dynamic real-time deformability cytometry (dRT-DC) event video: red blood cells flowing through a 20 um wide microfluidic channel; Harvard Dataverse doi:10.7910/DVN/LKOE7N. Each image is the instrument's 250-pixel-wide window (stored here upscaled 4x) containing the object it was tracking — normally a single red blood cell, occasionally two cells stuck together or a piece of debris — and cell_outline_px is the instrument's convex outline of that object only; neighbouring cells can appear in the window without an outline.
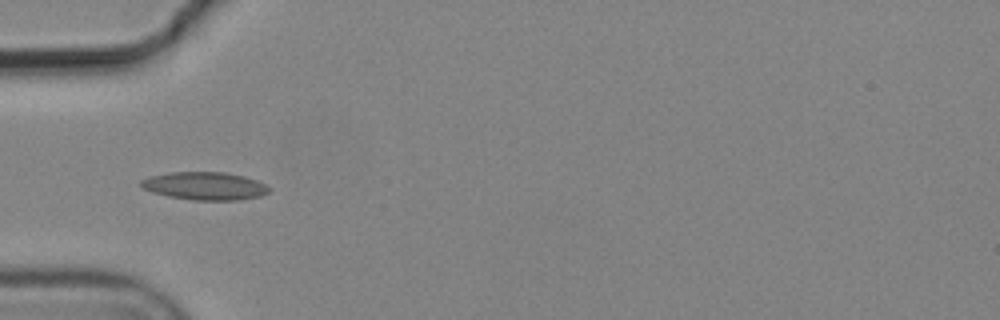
{"species": "common noctule bat (a hibernating species)", "species_latin": "Nyctalus noctula", "temperature_condition": "cold", "stored_images_in_passage": 7, "camera_frame_rate_fps": 3000, "um_per_image_px": 0.085, "animal": {"sex": "male", "body_mass_g": 19.2, "forearm_length_mm": 51.8}, "frame": {"image": 1, "passage_image": 5, "time_ms": 1.333, "image_size_px": [1000, 320], "cell_outline_px": [[272, 188], [268, 192], [260, 196], [240, 200], [192, 200], [168, 196], [152, 192], [144, 188], [140, 184], [140, 180], [152, 176], [168, 172], [224, 172], [244, 176], [256, 180]], "centroid_in_image_um": [17.42, 15.8], "position_along_channel_um": 67.6, "area_um2": 20.81}}
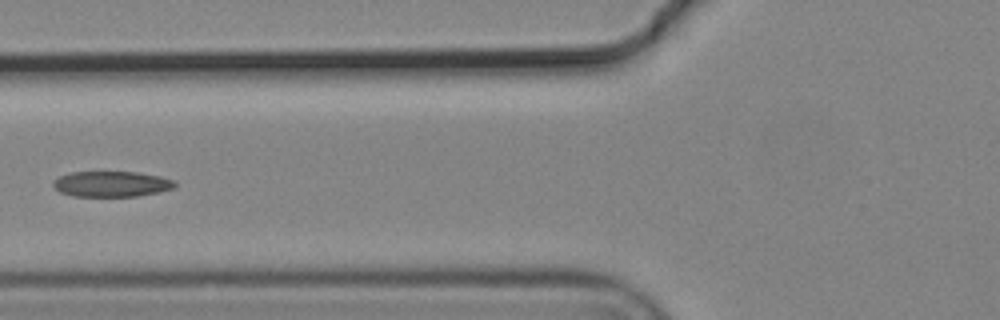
{"frame": {"image": 2, "passage_image": 6, "time_ms": 1.667, "image_size_px": [1000, 320], "cell_outline_px": [[176, 184], [172, 188], [156, 192], [136, 196], [72, 196], [60, 192], [52, 184], [52, 180], [60, 176], [72, 172], [136, 172], [160, 176], [176, 180]], "centroid_in_image_um": [9.46, 15.63], "position_along_channel_um": 116.3, "area_um2": 18.03}}
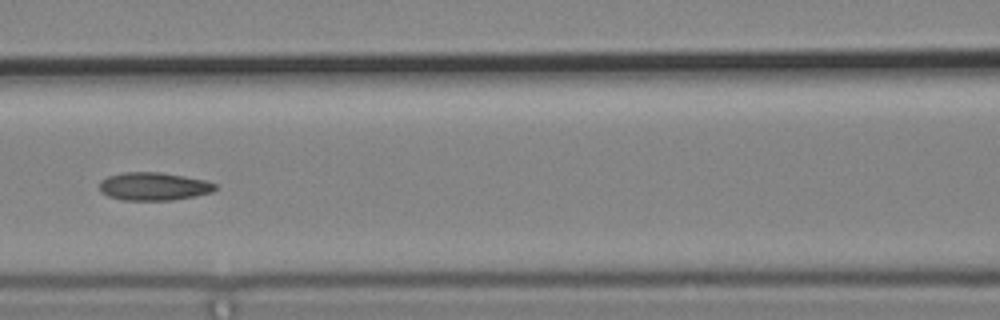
{"frame": {"image": 3, "passage_image": 7, "time_ms": 2.0, "image_size_px": [1000, 320], "cell_outline_px": [[216, 188], [212, 192], [196, 196], [172, 200], [124, 200], [108, 196], [100, 192], [100, 180], [108, 176], [124, 172], [160, 172], [184, 176], [204, 180], [216, 184]], "centroid_in_image_um": [13.05, 15.84], "position_along_channel_um": 153.6, "area_um2": 18.9}}